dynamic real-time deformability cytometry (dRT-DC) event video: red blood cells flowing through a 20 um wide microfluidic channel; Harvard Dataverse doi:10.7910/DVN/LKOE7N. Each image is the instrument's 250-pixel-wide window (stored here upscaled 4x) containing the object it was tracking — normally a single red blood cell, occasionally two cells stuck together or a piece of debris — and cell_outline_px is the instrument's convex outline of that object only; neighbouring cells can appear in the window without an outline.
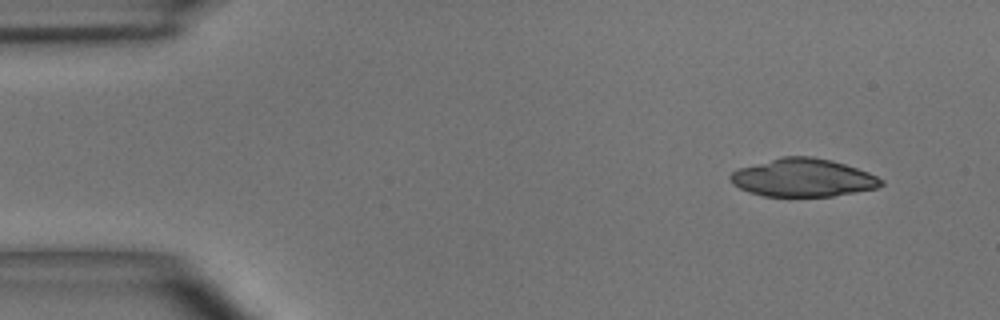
{"species": "common noctule bat (a hibernating species)", "species_latin": "Nyctalus noctula", "temperature_condition": "room temperature", "stored_images_in_passage": 46, "camera_frame_rate_fps": 3000, "um_per_image_px": 0.085, "animal": {"sex": "male", "body_mass_g": 15.6}, "frame": {"image": 1, "passage_image": 1, "time_ms": 0.0, "image_size_px": [1000, 320], "cell_outline_px": [[884, 184], [876, 188], [832, 196], [764, 196], [748, 192], [732, 184], [728, 180], [728, 176], [732, 172], [740, 168], [780, 156], [812, 156], [832, 160], [868, 172], [884, 180]], "centroid_in_image_um": [68.22, 15.1], "position_along_channel_um": 16.8, "area_um2": 33.41}}